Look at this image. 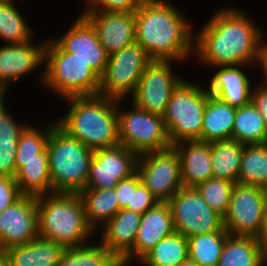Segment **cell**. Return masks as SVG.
<instances>
[{
  "mask_svg": "<svg viewBox=\"0 0 267 266\" xmlns=\"http://www.w3.org/2000/svg\"><path fill=\"white\" fill-rule=\"evenodd\" d=\"M232 6L216 10L204 26L194 30V57L210 69L260 66L265 31L250 14Z\"/></svg>",
  "mask_w": 267,
  "mask_h": 266,
  "instance_id": "1",
  "label": "cell"
},
{
  "mask_svg": "<svg viewBox=\"0 0 267 266\" xmlns=\"http://www.w3.org/2000/svg\"><path fill=\"white\" fill-rule=\"evenodd\" d=\"M177 8L168 0H142L135 11L136 42L152 60L181 63L194 55L192 23Z\"/></svg>",
  "mask_w": 267,
  "mask_h": 266,
  "instance_id": "2",
  "label": "cell"
},
{
  "mask_svg": "<svg viewBox=\"0 0 267 266\" xmlns=\"http://www.w3.org/2000/svg\"><path fill=\"white\" fill-rule=\"evenodd\" d=\"M69 108L57 125L70 137L95 151L116 146L118 138V99L101 95L64 99Z\"/></svg>",
  "mask_w": 267,
  "mask_h": 266,
  "instance_id": "3",
  "label": "cell"
},
{
  "mask_svg": "<svg viewBox=\"0 0 267 266\" xmlns=\"http://www.w3.org/2000/svg\"><path fill=\"white\" fill-rule=\"evenodd\" d=\"M36 202L39 237L69 248L84 245L95 235L79 193H48L37 196Z\"/></svg>",
  "mask_w": 267,
  "mask_h": 266,
  "instance_id": "4",
  "label": "cell"
},
{
  "mask_svg": "<svg viewBox=\"0 0 267 266\" xmlns=\"http://www.w3.org/2000/svg\"><path fill=\"white\" fill-rule=\"evenodd\" d=\"M43 65L38 83L59 98L99 94L101 76L90 64L74 57L73 53L65 52L52 36L46 39Z\"/></svg>",
  "mask_w": 267,
  "mask_h": 266,
  "instance_id": "5",
  "label": "cell"
},
{
  "mask_svg": "<svg viewBox=\"0 0 267 266\" xmlns=\"http://www.w3.org/2000/svg\"><path fill=\"white\" fill-rule=\"evenodd\" d=\"M46 148L53 192L80 193L85 189L94 151L57 124L51 129Z\"/></svg>",
  "mask_w": 267,
  "mask_h": 266,
  "instance_id": "6",
  "label": "cell"
},
{
  "mask_svg": "<svg viewBox=\"0 0 267 266\" xmlns=\"http://www.w3.org/2000/svg\"><path fill=\"white\" fill-rule=\"evenodd\" d=\"M209 92L199 84L183 79L172 92L163 121L171 145L183 141H201L203 115Z\"/></svg>",
  "mask_w": 267,
  "mask_h": 266,
  "instance_id": "7",
  "label": "cell"
},
{
  "mask_svg": "<svg viewBox=\"0 0 267 266\" xmlns=\"http://www.w3.org/2000/svg\"><path fill=\"white\" fill-rule=\"evenodd\" d=\"M118 100V138L119 143L137 155L170 148L167 129L160 114L150 113L131 103L129 110ZM123 109V110H122Z\"/></svg>",
  "mask_w": 267,
  "mask_h": 266,
  "instance_id": "8",
  "label": "cell"
},
{
  "mask_svg": "<svg viewBox=\"0 0 267 266\" xmlns=\"http://www.w3.org/2000/svg\"><path fill=\"white\" fill-rule=\"evenodd\" d=\"M151 61L137 42L109 55L100 77L99 95L126 101L135 92L139 78Z\"/></svg>",
  "mask_w": 267,
  "mask_h": 266,
  "instance_id": "9",
  "label": "cell"
},
{
  "mask_svg": "<svg viewBox=\"0 0 267 266\" xmlns=\"http://www.w3.org/2000/svg\"><path fill=\"white\" fill-rule=\"evenodd\" d=\"M167 203L171 209L175 232L186 238L226 231L223 217L204 201L196 188L182 187Z\"/></svg>",
  "mask_w": 267,
  "mask_h": 266,
  "instance_id": "10",
  "label": "cell"
},
{
  "mask_svg": "<svg viewBox=\"0 0 267 266\" xmlns=\"http://www.w3.org/2000/svg\"><path fill=\"white\" fill-rule=\"evenodd\" d=\"M267 210V189L235 184L225 214L224 228L232 236L257 237Z\"/></svg>",
  "mask_w": 267,
  "mask_h": 266,
  "instance_id": "11",
  "label": "cell"
},
{
  "mask_svg": "<svg viewBox=\"0 0 267 266\" xmlns=\"http://www.w3.org/2000/svg\"><path fill=\"white\" fill-rule=\"evenodd\" d=\"M137 172L159 203H167L183 187L180 159L173 146L138 155Z\"/></svg>",
  "mask_w": 267,
  "mask_h": 266,
  "instance_id": "12",
  "label": "cell"
},
{
  "mask_svg": "<svg viewBox=\"0 0 267 266\" xmlns=\"http://www.w3.org/2000/svg\"><path fill=\"white\" fill-rule=\"evenodd\" d=\"M173 60H152L143 71L135 92L129 97L136 107L163 115L172 92L183 80L171 64Z\"/></svg>",
  "mask_w": 267,
  "mask_h": 266,
  "instance_id": "13",
  "label": "cell"
},
{
  "mask_svg": "<svg viewBox=\"0 0 267 266\" xmlns=\"http://www.w3.org/2000/svg\"><path fill=\"white\" fill-rule=\"evenodd\" d=\"M138 155L122 144L95 150L85 188L112 189L137 171Z\"/></svg>",
  "mask_w": 267,
  "mask_h": 266,
  "instance_id": "14",
  "label": "cell"
},
{
  "mask_svg": "<svg viewBox=\"0 0 267 266\" xmlns=\"http://www.w3.org/2000/svg\"><path fill=\"white\" fill-rule=\"evenodd\" d=\"M37 237L36 197L23 195L0 213V249L27 244Z\"/></svg>",
  "mask_w": 267,
  "mask_h": 266,
  "instance_id": "15",
  "label": "cell"
},
{
  "mask_svg": "<svg viewBox=\"0 0 267 266\" xmlns=\"http://www.w3.org/2000/svg\"><path fill=\"white\" fill-rule=\"evenodd\" d=\"M41 42L36 44L32 39L0 46V95L7 96L11 84L37 71L44 64L46 39Z\"/></svg>",
  "mask_w": 267,
  "mask_h": 266,
  "instance_id": "16",
  "label": "cell"
},
{
  "mask_svg": "<svg viewBox=\"0 0 267 266\" xmlns=\"http://www.w3.org/2000/svg\"><path fill=\"white\" fill-rule=\"evenodd\" d=\"M65 52L85 61L101 76L108 62V54L100 43L93 26L82 16L73 21L61 37L52 38Z\"/></svg>",
  "mask_w": 267,
  "mask_h": 266,
  "instance_id": "17",
  "label": "cell"
},
{
  "mask_svg": "<svg viewBox=\"0 0 267 266\" xmlns=\"http://www.w3.org/2000/svg\"><path fill=\"white\" fill-rule=\"evenodd\" d=\"M80 15L93 26L108 56L136 42L135 12L81 11Z\"/></svg>",
  "mask_w": 267,
  "mask_h": 266,
  "instance_id": "18",
  "label": "cell"
},
{
  "mask_svg": "<svg viewBox=\"0 0 267 266\" xmlns=\"http://www.w3.org/2000/svg\"><path fill=\"white\" fill-rule=\"evenodd\" d=\"M175 232L168 203H158L141 215L133 249L120 261L121 266L137 263L163 238Z\"/></svg>",
  "mask_w": 267,
  "mask_h": 266,
  "instance_id": "19",
  "label": "cell"
},
{
  "mask_svg": "<svg viewBox=\"0 0 267 266\" xmlns=\"http://www.w3.org/2000/svg\"><path fill=\"white\" fill-rule=\"evenodd\" d=\"M249 65L216 67L207 86L210 95L232 107L239 108L251 102L254 85L243 71Z\"/></svg>",
  "mask_w": 267,
  "mask_h": 266,
  "instance_id": "20",
  "label": "cell"
},
{
  "mask_svg": "<svg viewBox=\"0 0 267 266\" xmlns=\"http://www.w3.org/2000/svg\"><path fill=\"white\" fill-rule=\"evenodd\" d=\"M180 159L182 186L196 188L212 178L210 143L194 140L172 145Z\"/></svg>",
  "mask_w": 267,
  "mask_h": 266,
  "instance_id": "21",
  "label": "cell"
},
{
  "mask_svg": "<svg viewBox=\"0 0 267 266\" xmlns=\"http://www.w3.org/2000/svg\"><path fill=\"white\" fill-rule=\"evenodd\" d=\"M141 214L120 209L101 230V243L121 261L134 247Z\"/></svg>",
  "mask_w": 267,
  "mask_h": 266,
  "instance_id": "22",
  "label": "cell"
},
{
  "mask_svg": "<svg viewBox=\"0 0 267 266\" xmlns=\"http://www.w3.org/2000/svg\"><path fill=\"white\" fill-rule=\"evenodd\" d=\"M62 244L41 237L6 249L11 266H57L63 251Z\"/></svg>",
  "mask_w": 267,
  "mask_h": 266,
  "instance_id": "23",
  "label": "cell"
},
{
  "mask_svg": "<svg viewBox=\"0 0 267 266\" xmlns=\"http://www.w3.org/2000/svg\"><path fill=\"white\" fill-rule=\"evenodd\" d=\"M236 108L209 95L203 115L201 141L232 139Z\"/></svg>",
  "mask_w": 267,
  "mask_h": 266,
  "instance_id": "24",
  "label": "cell"
},
{
  "mask_svg": "<svg viewBox=\"0 0 267 266\" xmlns=\"http://www.w3.org/2000/svg\"><path fill=\"white\" fill-rule=\"evenodd\" d=\"M15 180L24 196L53 193L49 172V159L15 161Z\"/></svg>",
  "mask_w": 267,
  "mask_h": 266,
  "instance_id": "25",
  "label": "cell"
},
{
  "mask_svg": "<svg viewBox=\"0 0 267 266\" xmlns=\"http://www.w3.org/2000/svg\"><path fill=\"white\" fill-rule=\"evenodd\" d=\"M79 194L83 200L87 223L95 233L99 226L103 227L119 211L114 188H85Z\"/></svg>",
  "mask_w": 267,
  "mask_h": 266,
  "instance_id": "26",
  "label": "cell"
},
{
  "mask_svg": "<svg viewBox=\"0 0 267 266\" xmlns=\"http://www.w3.org/2000/svg\"><path fill=\"white\" fill-rule=\"evenodd\" d=\"M256 237L228 235L217 266H266Z\"/></svg>",
  "mask_w": 267,
  "mask_h": 266,
  "instance_id": "27",
  "label": "cell"
},
{
  "mask_svg": "<svg viewBox=\"0 0 267 266\" xmlns=\"http://www.w3.org/2000/svg\"><path fill=\"white\" fill-rule=\"evenodd\" d=\"M244 144L228 139L210 143L213 178L238 183Z\"/></svg>",
  "mask_w": 267,
  "mask_h": 266,
  "instance_id": "28",
  "label": "cell"
},
{
  "mask_svg": "<svg viewBox=\"0 0 267 266\" xmlns=\"http://www.w3.org/2000/svg\"><path fill=\"white\" fill-rule=\"evenodd\" d=\"M189 258L187 238L178 232L163 238L140 261L143 266H179Z\"/></svg>",
  "mask_w": 267,
  "mask_h": 266,
  "instance_id": "29",
  "label": "cell"
},
{
  "mask_svg": "<svg viewBox=\"0 0 267 266\" xmlns=\"http://www.w3.org/2000/svg\"><path fill=\"white\" fill-rule=\"evenodd\" d=\"M232 139L244 145L267 143V126L251 102L236 108Z\"/></svg>",
  "mask_w": 267,
  "mask_h": 266,
  "instance_id": "30",
  "label": "cell"
},
{
  "mask_svg": "<svg viewBox=\"0 0 267 266\" xmlns=\"http://www.w3.org/2000/svg\"><path fill=\"white\" fill-rule=\"evenodd\" d=\"M238 184L267 189V143L244 145Z\"/></svg>",
  "mask_w": 267,
  "mask_h": 266,
  "instance_id": "31",
  "label": "cell"
},
{
  "mask_svg": "<svg viewBox=\"0 0 267 266\" xmlns=\"http://www.w3.org/2000/svg\"><path fill=\"white\" fill-rule=\"evenodd\" d=\"M15 1L0 2V38L5 44L23 43L35 36L34 28L28 24L19 7L15 6Z\"/></svg>",
  "mask_w": 267,
  "mask_h": 266,
  "instance_id": "32",
  "label": "cell"
},
{
  "mask_svg": "<svg viewBox=\"0 0 267 266\" xmlns=\"http://www.w3.org/2000/svg\"><path fill=\"white\" fill-rule=\"evenodd\" d=\"M95 243V244H94ZM66 248L57 266H121L120 261L101 243Z\"/></svg>",
  "mask_w": 267,
  "mask_h": 266,
  "instance_id": "33",
  "label": "cell"
},
{
  "mask_svg": "<svg viewBox=\"0 0 267 266\" xmlns=\"http://www.w3.org/2000/svg\"><path fill=\"white\" fill-rule=\"evenodd\" d=\"M228 235L217 231L188 237L189 259L200 266H217Z\"/></svg>",
  "mask_w": 267,
  "mask_h": 266,
  "instance_id": "34",
  "label": "cell"
},
{
  "mask_svg": "<svg viewBox=\"0 0 267 266\" xmlns=\"http://www.w3.org/2000/svg\"><path fill=\"white\" fill-rule=\"evenodd\" d=\"M53 122V123H52ZM45 125L41 128L32 124L25 127L18 140V149L15 161H31L49 159L46 148L51 129L57 124L56 121Z\"/></svg>",
  "mask_w": 267,
  "mask_h": 266,
  "instance_id": "35",
  "label": "cell"
},
{
  "mask_svg": "<svg viewBox=\"0 0 267 266\" xmlns=\"http://www.w3.org/2000/svg\"><path fill=\"white\" fill-rule=\"evenodd\" d=\"M234 185L232 181L212 177L199 184L196 189L204 201L224 218Z\"/></svg>",
  "mask_w": 267,
  "mask_h": 266,
  "instance_id": "36",
  "label": "cell"
},
{
  "mask_svg": "<svg viewBox=\"0 0 267 266\" xmlns=\"http://www.w3.org/2000/svg\"><path fill=\"white\" fill-rule=\"evenodd\" d=\"M6 96L0 95V145H17L22 131L27 126L10 114L4 101ZM15 118V119H14Z\"/></svg>",
  "mask_w": 267,
  "mask_h": 266,
  "instance_id": "37",
  "label": "cell"
},
{
  "mask_svg": "<svg viewBox=\"0 0 267 266\" xmlns=\"http://www.w3.org/2000/svg\"><path fill=\"white\" fill-rule=\"evenodd\" d=\"M158 203L151 191L142 183L139 173L136 171L132 174L131 205L125 209L142 215Z\"/></svg>",
  "mask_w": 267,
  "mask_h": 266,
  "instance_id": "38",
  "label": "cell"
},
{
  "mask_svg": "<svg viewBox=\"0 0 267 266\" xmlns=\"http://www.w3.org/2000/svg\"><path fill=\"white\" fill-rule=\"evenodd\" d=\"M142 0H88L82 11L135 12Z\"/></svg>",
  "mask_w": 267,
  "mask_h": 266,
  "instance_id": "39",
  "label": "cell"
},
{
  "mask_svg": "<svg viewBox=\"0 0 267 266\" xmlns=\"http://www.w3.org/2000/svg\"><path fill=\"white\" fill-rule=\"evenodd\" d=\"M22 196L15 178L0 176V213L5 208L13 205Z\"/></svg>",
  "mask_w": 267,
  "mask_h": 266,
  "instance_id": "40",
  "label": "cell"
},
{
  "mask_svg": "<svg viewBox=\"0 0 267 266\" xmlns=\"http://www.w3.org/2000/svg\"><path fill=\"white\" fill-rule=\"evenodd\" d=\"M18 145H0V176H16L15 158Z\"/></svg>",
  "mask_w": 267,
  "mask_h": 266,
  "instance_id": "41",
  "label": "cell"
},
{
  "mask_svg": "<svg viewBox=\"0 0 267 266\" xmlns=\"http://www.w3.org/2000/svg\"><path fill=\"white\" fill-rule=\"evenodd\" d=\"M259 84H256L257 86L252 89L251 103L261 114L267 126V85L263 81Z\"/></svg>",
  "mask_w": 267,
  "mask_h": 266,
  "instance_id": "42",
  "label": "cell"
},
{
  "mask_svg": "<svg viewBox=\"0 0 267 266\" xmlns=\"http://www.w3.org/2000/svg\"><path fill=\"white\" fill-rule=\"evenodd\" d=\"M117 200L119 203V210L125 209L128 205H131L132 197V175L128 178L122 179L114 187Z\"/></svg>",
  "mask_w": 267,
  "mask_h": 266,
  "instance_id": "43",
  "label": "cell"
},
{
  "mask_svg": "<svg viewBox=\"0 0 267 266\" xmlns=\"http://www.w3.org/2000/svg\"><path fill=\"white\" fill-rule=\"evenodd\" d=\"M256 238L262 250L265 261L267 262V210L265 213V218L263 220L260 234Z\"/></svg>",
  "mask_w": 267,
  "mask_h": 266,
  "instance_id": "44",
  "label": "cell"
},
{
  "mask_svg": "<svg viewBox=\"0 0 267 266\" xmlns=\"http://www.w3.org/2000/svg\"><path fill=\"white\" fill-rule=\"evenodd\" d=\"M259 68L261 70L259 73H261L262 81L267 85V40L264 41Z\"/></svg>",
  "mask_w": 267,
  "mask_h": 266,
  "instance_id": "45",
  "label": "cell"
},
{
  "mask_svg": "<svg viewBox=\"0 0 267 266\" xmlns=\"http://www.w3.org/2000/svg\"><path fill=\"white\" fill-rule=\"evenodd\" d=\"M0 266H11L9 256L4 249H0Z\"/></svg>",
  "mask_w": 267,
  "mask_h": 266,
  "instance_id": "46",
  "label": "cell"
},
{
  "mask_svg": "<svg viewBox=\"0 0 267 266\" xmlns=\"http://www.w3.org/2000/svg\"><path fill=\"white\" fill-rule=\"evenodd\" d=\"M179 266H200V265H198L196 262L188 258L184 262H182Z\"/></svg>",
  "mask_w": 267,
  "mask_h": 266,
  "instance_id": "47",
  "label": "cell"
}]
</instances>
